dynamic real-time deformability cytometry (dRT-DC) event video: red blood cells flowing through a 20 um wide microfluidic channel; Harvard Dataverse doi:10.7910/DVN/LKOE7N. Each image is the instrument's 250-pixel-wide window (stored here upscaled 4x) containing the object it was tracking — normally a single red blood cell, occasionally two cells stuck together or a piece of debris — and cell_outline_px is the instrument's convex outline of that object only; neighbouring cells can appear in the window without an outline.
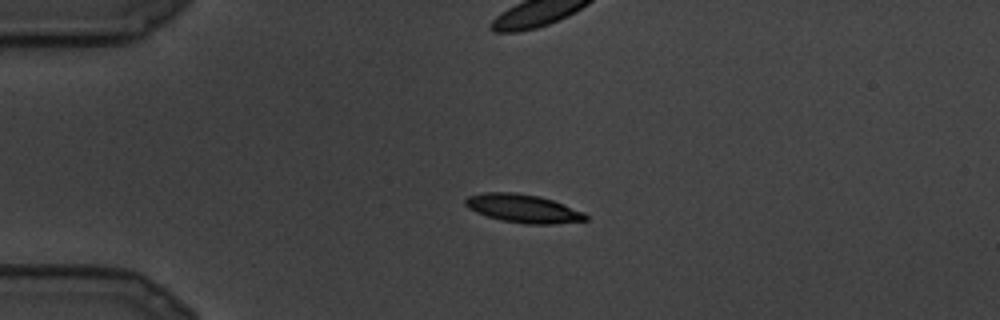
{"species": "common noctule bat (a hibernating species)", "species_latin": "Nyctalus noctula", "temperature_condition": "cold", "stored_images_in_passage": 26, "camera_frame_rate_fps": 3000, "um_per_image_px": 0.085, "animal": {"sex": "male", "body_mass_g": 19.5, "forearm_length_mm": 54.6}, "frame": {"image": 1, "passage_image": 5, "time_ms": 1.333, "image_size_px": [1000, 320], "cell_outline_px": [[588, 220], [552, 224], [524, 224], [500, 220], [476, 212], [468, 208], [464, 204], [464, 200], [468, 196], [484, 192], [512, 192], [540, 196], [564, 204], [584, 212], [588, 216]], "centroid_in_image_um": [44.46, 17.72], "position_along_channel_um": 40.5, "area_um2": 19.94}}